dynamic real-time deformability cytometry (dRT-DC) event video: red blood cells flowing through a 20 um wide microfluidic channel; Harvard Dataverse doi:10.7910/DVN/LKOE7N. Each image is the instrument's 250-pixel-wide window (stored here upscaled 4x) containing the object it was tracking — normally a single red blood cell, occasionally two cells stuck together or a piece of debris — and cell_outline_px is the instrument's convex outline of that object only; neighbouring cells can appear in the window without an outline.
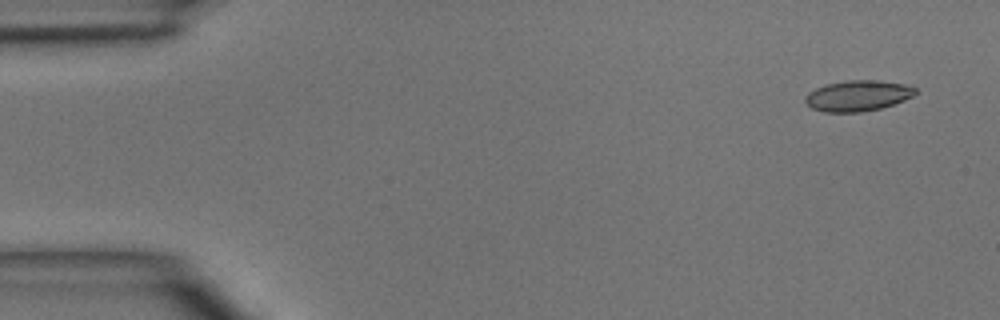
{"species": "common noctule bat (a hibernating species)", "species_latin": "Nyctalus noctula", "temperature_condition": "room temperature", "stored_images_in_passage": 4, "camera_frame_rate_fps": 3000, "um_per_image_px": 0.085, "animal": {"sex": "male", "body_mass_g": 15.6}, "frame": {"image": 1, "passage_image": 1, "time_ms": 0.0, "image_size_px": [1000, 320], "cell_outline_px": [[916, 92], [912, 96], [904, 100], [880, 108], [860, 112], [824, 112], [812, 108], [804, 100], [804, 96], [808, 92], [816, 88], [828, 84], [848, 80], [880, 80], [904, 84], [916, 88]], "centroid_in_image_um": [72.89, 8.13], "position_along_channel_um": 12.1, "area_um2": 19.59}}
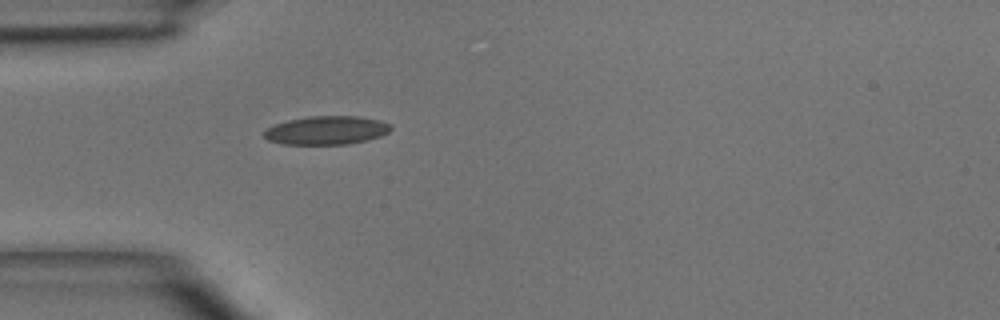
{"frame": {"image": 2, "passage_image": 4, "time_ms": 3.667, "image_size_px": [1000, 320], "cell_outline_px": [[392, 128], [388, 132], [380, 136], [348, 144], [284, 144], [268, 140], [264, 136], [264, 132], [268, 128], [276, 124], [288, 120], [308, 116], [360, 116], [380, 120], [392, 124]], "centroid_in_image_um": [27.78, 11.06], "position_along_channel_um": 57.2, "area_um2": 20.98}}